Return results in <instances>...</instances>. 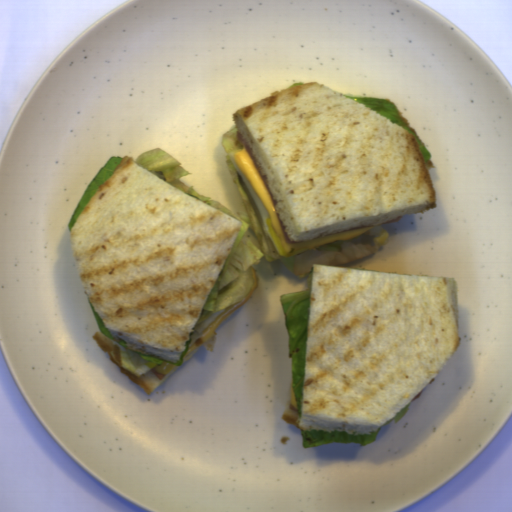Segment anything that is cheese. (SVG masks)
Masks as SVG:
<instances>
[{"label": "cheese", "instance_id": "cheese-1", "mask_svg": "<svg viewBox=\"0 0 512 512\" xmlns=\"http://www.w3.org/2000/svg\"><path fill=\"white\" fill-rule=\"evenodd\" d=\"M235 165L247 178L252 188L266 207L271 223V227L276 234L284 254L290 256L301 251H308L313 248H317L323 245H327L333 242L350 240L358 236H361L375 227H361L354 228L346 231H341L329 235L320 236L310 240H306L300 243H286L281 227L278 221L275 207L269 195V192L248 152L243 146L240 150L235 152L234 156Z\"/></svg>", "mask_w": 512, "mask_h": 512}, {"label": "cheese", "instance_id": "cheese-2", "mask_svg": "<svg viewBox=\"0 0 512 512\" xmlns=\"http://www.w3.org/2000/svg\"><path fill=\"white\" fill-rule=\"evenodd\" d=\"M251 270L254 276V285L251 288V290L244 296V298L231 306L226 307V309L220 313L212 322L211 324L197 337H195L192 342L189 345L188 351L185 354L187 356L192 351H194L196 348H198L200 345H202L204 342H206L208 339H210L213 334L217 331V329L220 327V325L235 311H237L240 307H242L249 298L255 293V291L259 287V275L255 269V267L252 265ZM184 356V357H185Z\"/></svg>", "mask_w": 512, "mask_h": 512}, {"label": "cheese", "instance_id": "cheese-3", "mask_svg": "<svg viewBox=\"0 0 512 512\" xmlns=\"http://www.w3.org/2000/svg\"><path fill=\"white\" fill-rule=\"evenodd\" d=\"M177 365H171V364H167V363H161L159 364L158 366H156L155 368H153L152 370H154L155 372H158L160 374H164V375H167L169 373H171L175 367Z\"/></svg>", "mask_w": 512, "mask_h": 512}]
</instances>
